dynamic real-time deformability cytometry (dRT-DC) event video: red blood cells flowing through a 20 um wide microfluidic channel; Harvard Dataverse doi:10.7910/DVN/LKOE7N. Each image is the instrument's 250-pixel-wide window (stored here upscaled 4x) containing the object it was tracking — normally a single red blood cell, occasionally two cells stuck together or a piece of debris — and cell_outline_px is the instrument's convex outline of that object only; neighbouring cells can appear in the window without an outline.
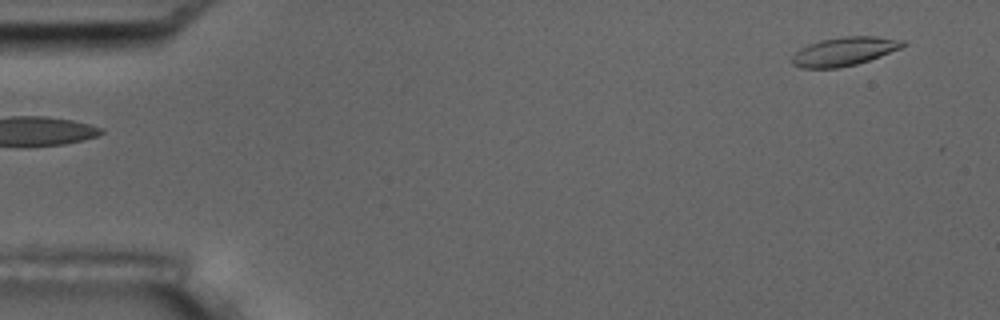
{"species": "common noctule bat (a hibernating species)", "species_latin": "Nyctalus noctula", "temperature_condition": "room temperature", "stored_images_in_passage": 3, "segment_of_instrument_passage": [2, 2], "camera_frame_rate_fps": 3000, "um_per_image_px": 0.085, "animal": {"sex": "male", "body_mass_g": 17.5, "forearm_length_mm": 52.3}, "frame": {"image": 1, "passage_image": 3, "time_ms": 2.0, "image_size_px": [1000, 320], "cell_outline_px": [[908, 44], [900, 48], [880, 56], [856, 64], [840, 68], [800, 68], [792, 64], [792, 56], [800, 48], [808, 44], [820, 40], [844, 36], [872, 36], [908, 40]], "centroid_in_image_um": [71.77, 4.36], "position_along_channel_um": 13.2, "area_um2": 18.61}}